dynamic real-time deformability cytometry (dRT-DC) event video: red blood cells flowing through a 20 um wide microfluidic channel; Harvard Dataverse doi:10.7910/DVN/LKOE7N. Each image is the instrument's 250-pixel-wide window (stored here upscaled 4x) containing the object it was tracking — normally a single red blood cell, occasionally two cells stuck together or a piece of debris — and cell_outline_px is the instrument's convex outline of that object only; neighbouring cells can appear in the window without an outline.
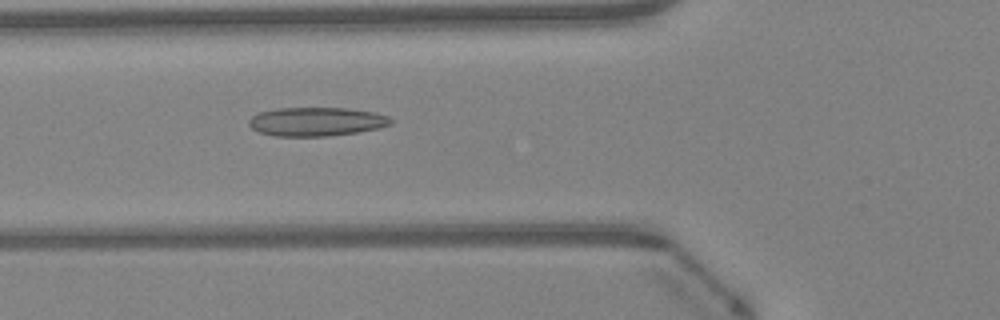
{"species": "Egyptian fruit bat (a non-hibernating species)", "species_latin": "Rousettus aegyptiacus", "temperature_condition": "warm", "stored_images_in_passage": 47, "camera_frame_rate_fps": 3000, "um_per_image_px": 0.085, "animal": {"sex": "female"}, "frame": {"image": 1, "passage_image": 17, "time_ms": 5.333, "image_size_px": [1000, 320], "cell_outline_px": [[392, 124], [380, 128], [356, 132], [328, 136], [276, 136], [260, 132], [252, 128], [248, 124], [248, 120], [252, 116], [260, 112], [276, 108], [348, 108], [376, 112], [388, 116], [392, 120]], "centroid_in_image_um": [26.91, 10.33], "position_along_channel_um": 98.9, "area_um2": 23.87}}
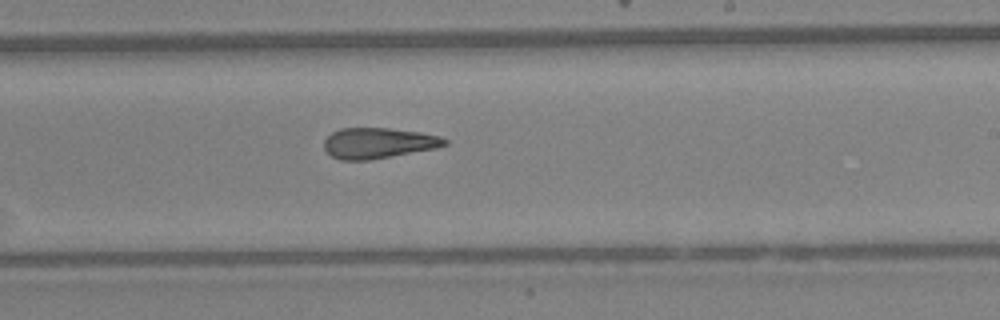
{"frame": {"image": 2, "passage_image": 28, "time_ms": 9.0, "image_size_px": [1000, 320], "cell_outline_px": [[448, 144], [436, 148], [368, 160], [340, 160], [332, 156], [324, 148], [324, 140], [332, 132], [340, 128], [388, 128], [420, 132], [440, 136], [448, 140]], "centroid_in_image_um": [32.15, 12.15], "position_along_channel_um": 256.8, "area_um2": 21.44}}
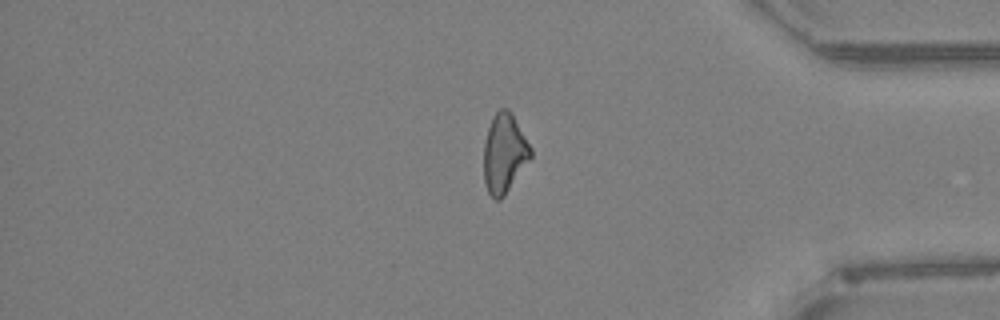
{"frame": {"image": 3, "passage_image": 39, "time_ms": 12.667, "image_size_px": [1000, 320], "cell_outline_px": [[532, 156], [504, 196], [500, 200], [496, 200], [488, 192], [484, 180], [484, 144], [488, 128], [492, 116], [500, 108], [508, 108], [512, 112], [532, 148]], "centroid_in_image_um": [42.87, 13.0], "position_along_channel_um": 392.3, "area_um2": 21.68}, "authors_computed_cell_mechanics": {"area_um2": 22.7154, "velocity_mm_per_s": 4.3311, "shape_relaxation_time_tau1_ms": null, "shape_relaxation_time_tau2_ms": 3.5479, "deformation_change_tau1": null, "deformation_change_tau2": 0.1428}}